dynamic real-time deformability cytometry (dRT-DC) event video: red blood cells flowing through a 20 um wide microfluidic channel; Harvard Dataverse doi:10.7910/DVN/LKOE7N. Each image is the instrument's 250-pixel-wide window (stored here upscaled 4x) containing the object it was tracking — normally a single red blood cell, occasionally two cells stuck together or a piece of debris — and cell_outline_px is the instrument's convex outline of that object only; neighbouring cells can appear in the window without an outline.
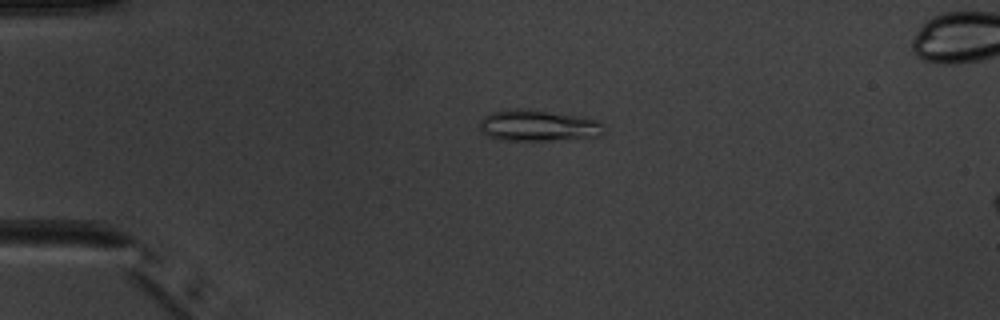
{"species": "common noctule bat (a hibernating species)", "species_latin": "Nyctalus noctula", "temperature_condition": "warm", "stored_images_in_passage": 5, "camera_frame_rate_fps": 3000, "um_per_image_px": 0.085, "animal": {"sex": "male", "body_mass_g": 20.1, "forearm_length_mm": 53.5}, "frame": {"image": 1, "passage_image": 3, "time_ms": 2.0, "image_size_px": [1000, 320], "cell_outline_px": [[604, 132], [600, 136], [548, 140], [500, 140], [488, 136], [480, 128], [480, 120], [484, 116], [492, 112], [508, 108], [528, 108], [580, 116], [600, 120]], "centroid_in_image_um": [45.73, 10.65], "position_along_channel_um": 39.3, "area_um2": 22.77}}